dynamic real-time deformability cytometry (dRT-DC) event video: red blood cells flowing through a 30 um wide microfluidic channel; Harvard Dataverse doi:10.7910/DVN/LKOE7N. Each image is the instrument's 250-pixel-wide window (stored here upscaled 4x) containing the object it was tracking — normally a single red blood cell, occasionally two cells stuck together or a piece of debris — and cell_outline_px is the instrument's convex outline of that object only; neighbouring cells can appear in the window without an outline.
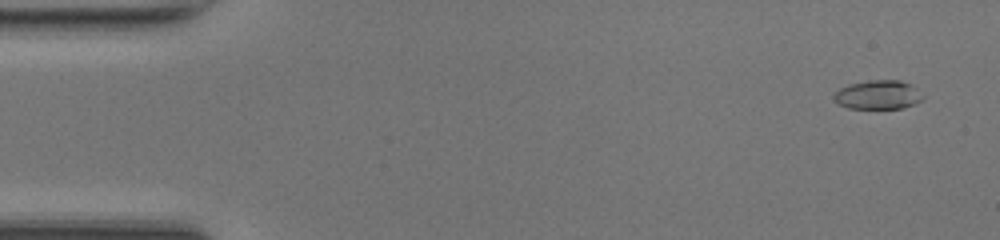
{"species": "common noctule bat (a hibernating species)", "species_latin": "Nyctalus noctula", "temperature_condition": "room temperature", "stored_images_in_passage": 50, "camera_frame_rate_fps": 3000, "um_per_image_px": 0.085, "animal": {"sex": "female", "body_mass_g": 17.0, "forearm_length_mm": 48.0}, "frame": {"image": 1, "passage_image": 3, "time_ms": 0.667, "image_size_px": [1000, 240], "cell_outline_px": [[924, 100], [904, 108], [848, 108], [836, 104], [832, 100], [832, 96], [840, 88], [848, 84], [868, 80], [900, 80], [912, 84], [924, 96]], "centroid_in_image_um": [74.62, 8.05], "position_along_channel_um": 10.4, "area_um2": 15.32}}
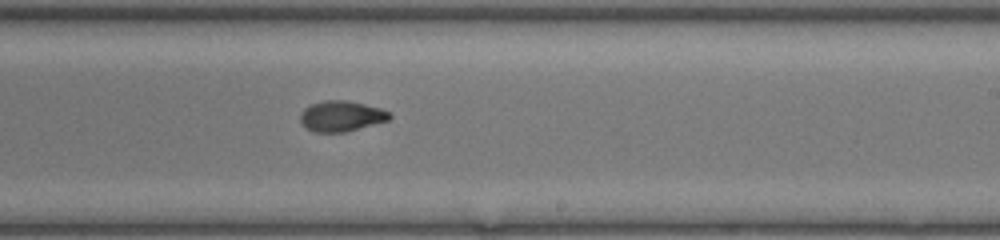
{"frame": {"image": 2, "passage_image": 30, "time_ms": 9.667, "image_size_px": [1000, 240], "cell_outline_px": [[392, 116], [388, 120], [344, 132], [312, 132], [300, 120], [300, 112], [304, 108], [312, 104], [324, 100], [348, 100], [380, 108], [388, 112]], "centroid_in_image_um": [28.99, 9.86], "position_along_channel_um": 260.0, "area_um2": 15.72}}
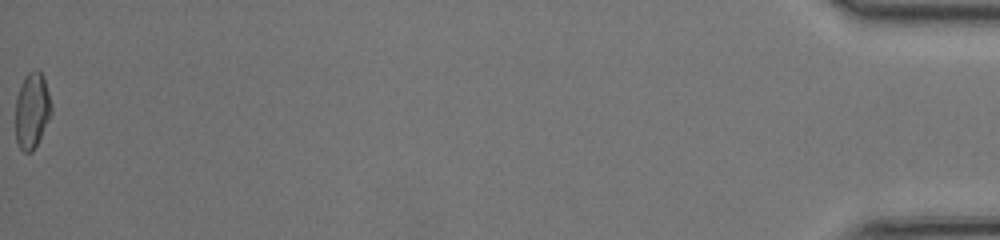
{"frame": {"image": 3, "passage_image": 50, "time_ms": 16.333, "image_size_px": [1000, 240], "cell_outline_px": [[52, 112], [32, 152], [24, 152], [20, 148], [16, 140], [16, 96], [20, 84], [24, 76], [28, 72], [36, 68], [44, 76], [52, 108]], "centroid_in_image_um": [2.71, 9.34], "position_along_channel_um": 432.5, "area_um2": 15.78}, "authors_computed_cell_mechanics": {"area_um2": 15.8372, "velocity_mm_per_s": 4.2506, "shape_relaxation_time_tau1_ms": 4.8841, "shape_relaxation_time_tau2_ms": 1.6551, "deformation_change_tau1": 0.1871, "deformation_change_tau2": 0.0581}}